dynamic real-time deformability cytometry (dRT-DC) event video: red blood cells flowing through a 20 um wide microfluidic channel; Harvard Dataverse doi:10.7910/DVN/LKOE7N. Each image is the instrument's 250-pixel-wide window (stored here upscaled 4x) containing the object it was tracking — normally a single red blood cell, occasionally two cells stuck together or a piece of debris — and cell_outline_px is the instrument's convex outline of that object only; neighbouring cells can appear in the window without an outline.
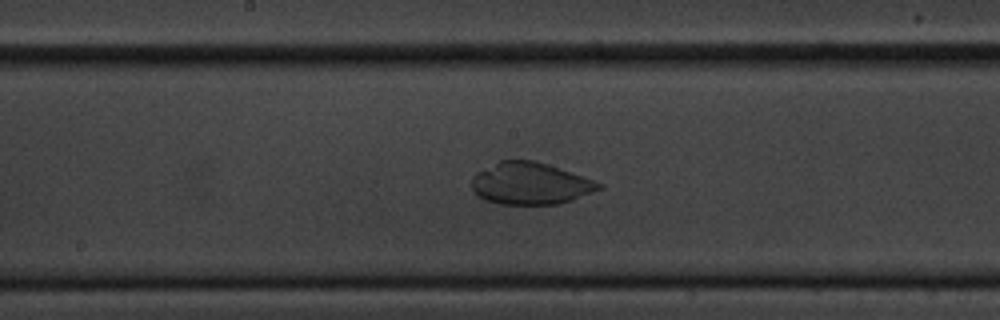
{"species": "common noctule bat (a hibernating species)", "species_latin": "Nyctalus noctula", "temperature_condition": "cold", "stored_images_in_passage": 48, "camera_frame_rate_fps": 3000, "um_per_image_px": 0.085, "animal": {"sex": "male", "body_mass_g": 20.1, "forearm_length_mm": 53.5}, "frame": {"image": 1, "passage_image": 19, "time_ms": 6.0, "image_size_px": [1000, 320], "cell_outline_px": [[604, 188], [572, 200], [556, 204], [500, 204], [484, 200], [476, 196], [472, 192], [472, 176], [476, 172], [500, 160], [536, 160], [548, 164], [604, 184]], "centroid_in_image_um": [45.05, 15.6], "position_along_channel_um": 203.2, "area_um2": 31.27}}
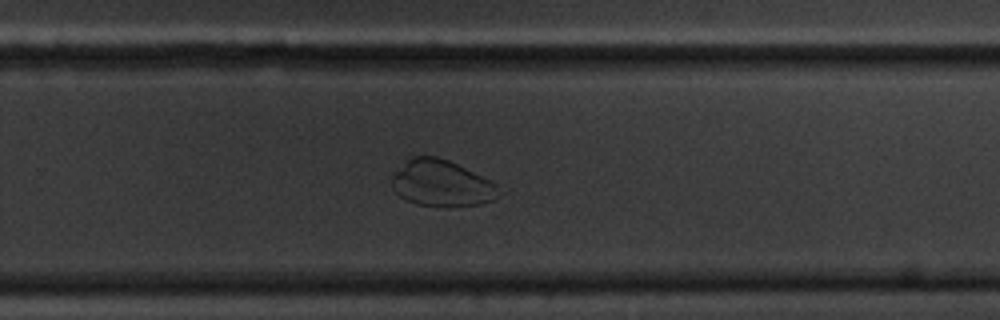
{"frame": {"image": 2, "passage_image": 27, "time_ms": 8.667, "image_size_px": [1000, 320], "cell_outline_px": [[504, 192], [492, 200], [480, 204], [444, 208], [416, 204], [400, 196], [392, 188], [392, 172], [412, 156], [436, 156], [448, 160], [496, 184]], "centroid_in_image_um": [37.52, 15.61], "position_along_channel_um": 292.3, "area_um2": 29.02}}
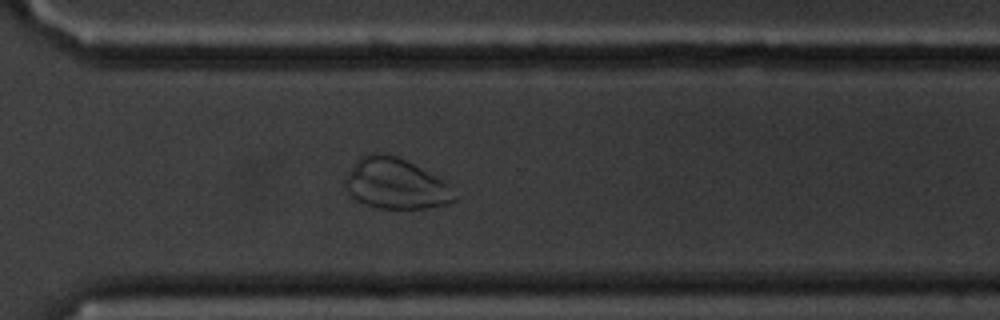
{"frame": {"image": 3, "passage_image": 31, "time_ms": 10.0, "image_size_px": [1000, 320], "cell_outline_px": [[460, 196], [456, 200], [448, 204], [428, 208], [380, 208], [364, 204], [356, 200], [348, 192], [344, 184], [344, 176], [356, 160], [360, 156], [368, 152], [376, 152], [396, 156], [444, 180]], "centroid_in_image_um": [33.62, 15.62], "position_along_channel_um": 337.0, "area_um2": 32.48}}